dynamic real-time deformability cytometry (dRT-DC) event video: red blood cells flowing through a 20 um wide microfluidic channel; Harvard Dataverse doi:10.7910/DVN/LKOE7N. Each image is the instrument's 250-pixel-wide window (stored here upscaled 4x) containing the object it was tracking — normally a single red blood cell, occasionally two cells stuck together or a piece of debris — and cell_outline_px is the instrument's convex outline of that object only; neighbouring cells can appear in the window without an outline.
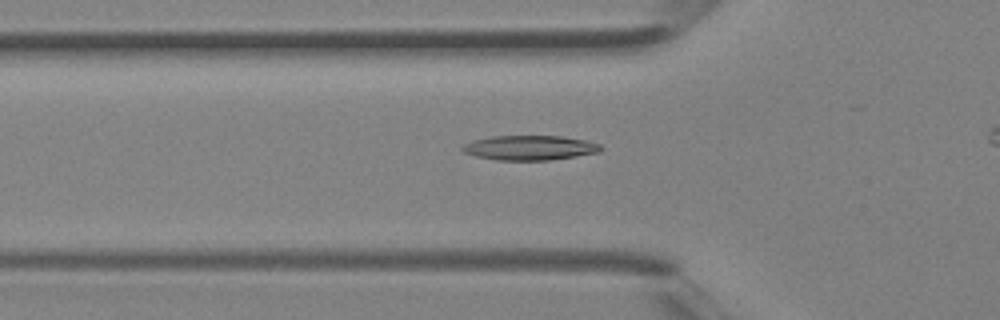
{"species": "Egyptian fruit bat (a non-hibernating species)", "species_latin": "Rousettus aegyptiacus", "temperature_condition": "room temperature", "stored_images_in_passage": 32, "camera_frame_rate_fps": 3000, "um_per_image_px": 0.085, "animal": {"sex": "female"}, "frame": {"image": 1, "passage_image": 11, "time_ms": 3.333, "image_size_px": [1000, 320], "cell_outline_px": [[604, 148], [600, 152], [576, 156], [548, 160], [496, 160], [476, 156], [464, 152], [460, 148], [464, 144], [472, 140], [488, 136], [560, 136], [584, 140], [600, 144]], "centroid_in_image_um": [45.01, 12.56], "position_along_channel_um": 80.8, "area_um2": 19.94}}
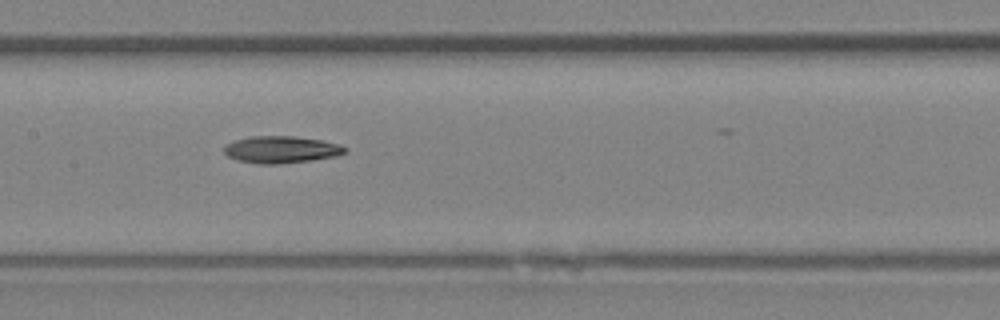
{"frame": {"image": 2, "passage_image": 17, "time_ms": 5.333, "image_size_px": [1000, 320], "cell_outline_px": [[348, 148], [344, 152], [332, 156], [312, 160], [276, 164], [256, 164], [236, 160], [228, 156], [224, 152], [224, 144], [236, 140], [252, 136], [292, 136], [320, 140], [340, 144]], "centroid_in_image_um": [23.85, 12.71], "position_along_channel_um": 183.6, "area_um2": 18.9}}
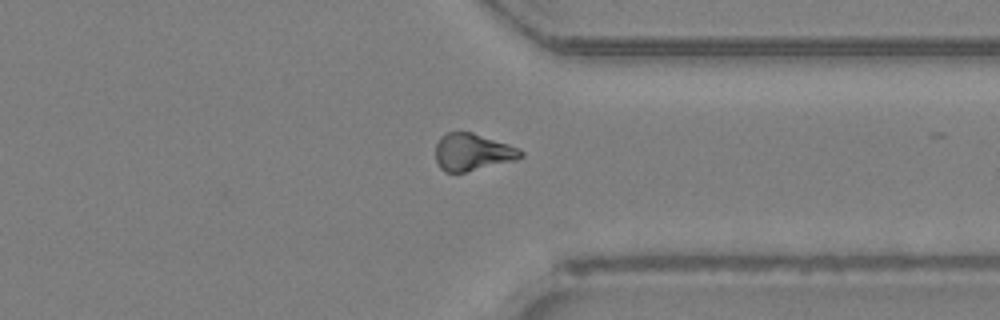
{"frame": {"image": 3, "passage_image": 28, "time_ms": 9.0, "image_size_px": [1000, 320], "cell_outline_px": [[524, 156], [516, 160], [464, 172], [444, 172], [440, 168], [436, 160], [436, 144], [440, 136], [448, 132], [472, 132], [520, 148], [524, 152]], "centroid_in_image_um": [40.17, 12.92], "position_along_channel_um": 371.2, "area_um2": 18.44}}